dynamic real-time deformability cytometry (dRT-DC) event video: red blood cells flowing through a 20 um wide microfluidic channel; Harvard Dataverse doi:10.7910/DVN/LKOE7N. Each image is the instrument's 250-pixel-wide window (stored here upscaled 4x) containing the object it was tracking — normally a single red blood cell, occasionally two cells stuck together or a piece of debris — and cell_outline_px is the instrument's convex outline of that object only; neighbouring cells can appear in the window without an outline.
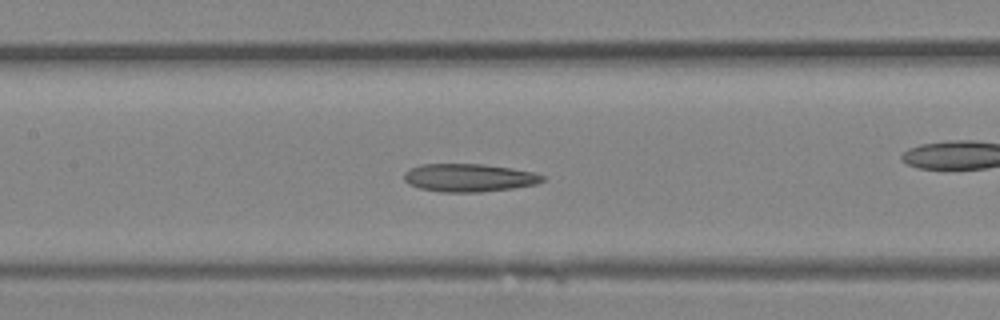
{"species": "Egyptian fruit bat (a non-hibernating species)", "species_latin": "Rousettus aegyptiacus", "temperature_condition": "room temperature", "stored_images_in_passage": 33, "camera_frame_rate_fps": 3000, "um_per_image_px": 0.085, "animal": {"sex": "female"}, "frame": {"image": 1, "passage_image": 15, "time_ms": 4.667, "image_size_px": [1000, 320], "cell_outline_px": [[544, 180], [536, 184], [512, 188], [480, 192], [440, 192], [420, 188], [408, 184], [404, 180], [404, 172], [408, 168], [420, 164], [484, 164], [512, 168], [536, 172], [544, 176]], "centroid_in_image_um": [39.84, 15.1], "position_along_channel_um": 167.6, "area_um2": 22.77}}
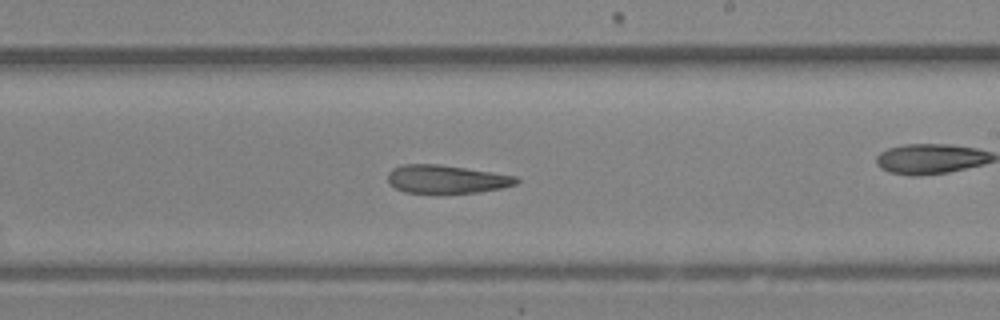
{"frame": {"image": 2, "passage_image": 19, "time_ms": 6.0, "image_size_px": [1000, 320], "cell_outline_px": [[520, 180], [516, 184], [500, 188], [480, 192], [404, 192], [396, 188], [388, 180], [388, 172], [392, 168], [404, 164], [436, 164], [492, 172], [516, 176]], "centroid_in_image_um": [37.95, 15.22], "position_along_channel_um": 251.1, "area_um2": 20.75}}